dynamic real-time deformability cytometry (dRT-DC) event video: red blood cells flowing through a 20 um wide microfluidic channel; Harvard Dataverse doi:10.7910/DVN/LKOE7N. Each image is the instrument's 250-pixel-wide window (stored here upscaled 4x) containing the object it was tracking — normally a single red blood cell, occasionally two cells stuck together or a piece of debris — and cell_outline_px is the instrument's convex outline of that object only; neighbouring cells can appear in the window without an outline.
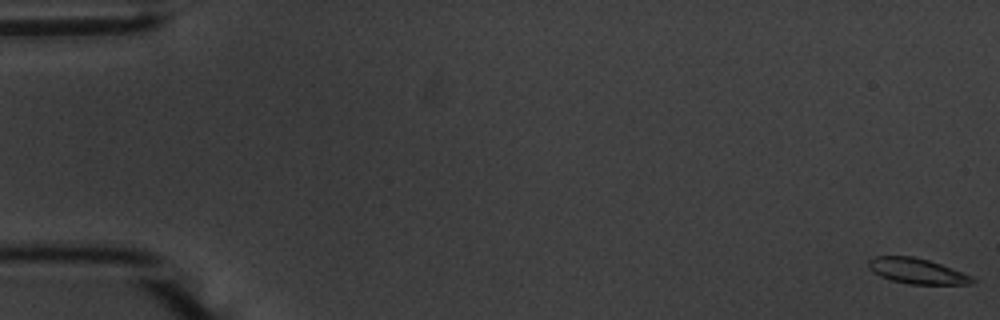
{"species": "common noctule bat (a hibernating species)", "species_latin": "Nyctalus noctula", "temperature_condition": "warm", "stored_images_in_passage": 57, "segment_of_instrument_passage": [1, 2], "camera_frame_rate_fps": 3000, "um_per_image_px": 0.085, "animal": {"sex": "male", "body_mass_g": 20.1, "forearm_length_mm": 53.5}, "frame": {"image": 1, "passage_image": 1, "time_ms": 0.0, "image_size_px": [1000, 320], "cell_outline_px": [[976, 280], [972, 284], [908, 284], [892, 280], [880, 276], [872, 272], [868, 268], [868, 260], [876, 256], [912, 256], [928, 260], [952, 268], [972, 276]], "centroid_in_image_um": [77.93, 23.04], "position_along_channel_um": 7.1, "area_um2": 15.37}}
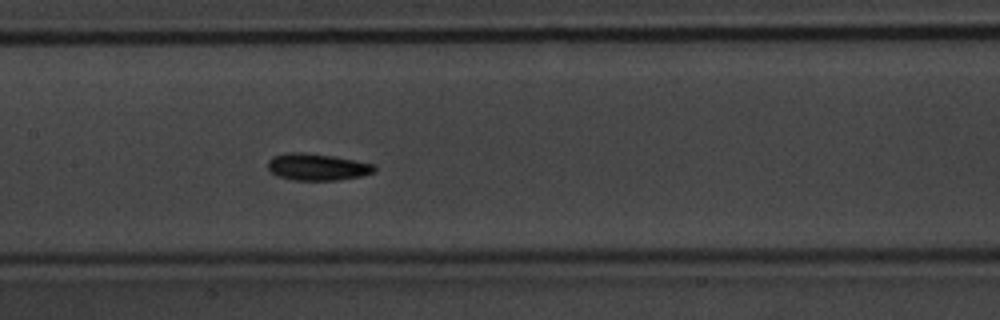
{"frame": {"image": 2, "passage_image": 28, "time_ms": 9.0, "image_size_px": [1000, 320], "cell_outline_px": [[376, 168], [372, 172], [360, 176], [336, 180], [292, 180], [276, 176], [268, 168], [268, 160], [272, 156], [288, 152], [304, 152], [332, 156], [376, 164]], "centroid_in_image_um": [26.92, 14.18], "position_along_channel_um": 180.5, "area_um2": 16.65}}
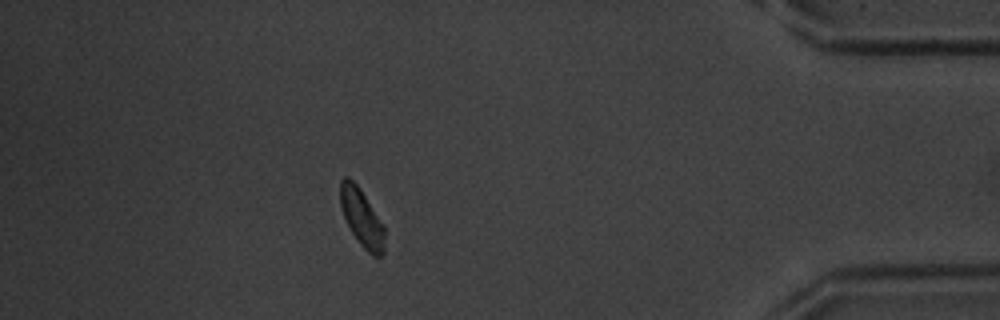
{"frame": {"image": 3, "passage_image": 50, "time_ms": 16.333, "image_size_px": [1000, 320], "cell_outline_px": [[384, 252], [380, 256], [372, 256], [360, 244], [352, 232], [344, 216], [340, 204], [340, 180], [344, 176], [348, 176], [360, 188], [384, 224]], "centroid_in_image_um": [30.76, 18.49], "position_along_channel_um": 404.4, "area_um2": 14.85}}